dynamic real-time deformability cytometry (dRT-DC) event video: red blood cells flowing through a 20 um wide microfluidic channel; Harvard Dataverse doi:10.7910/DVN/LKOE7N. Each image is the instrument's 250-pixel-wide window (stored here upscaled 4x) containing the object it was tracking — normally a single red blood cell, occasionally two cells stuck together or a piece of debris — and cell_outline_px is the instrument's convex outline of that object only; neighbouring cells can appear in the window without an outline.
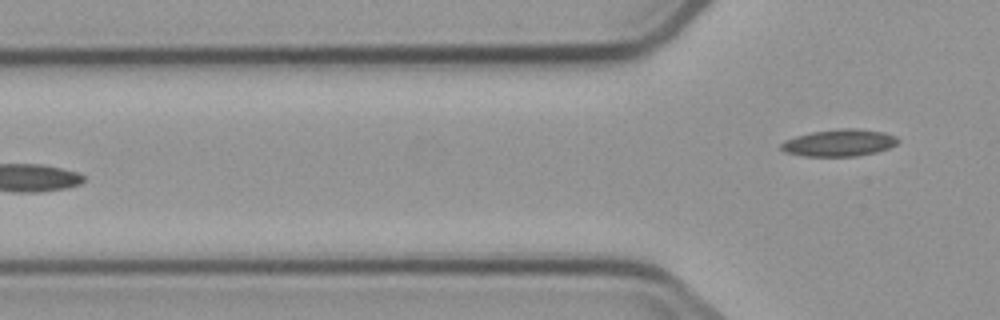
{"species": "common noctule bat (a hibernating species)", "species_latin": "Nyctalus noctula", "temperature_condition": "cold", "stored_images_in_passage": 5, "camera_frame_rate_fps": 3000, "um_per_image_px": 0.085, "animal": {"sex": "male", "body_mass_g": 23.1, "forearm_length_mm": 52.7}, "frame": {"image": 1, "passage_image": 5, "time_ms": 4.667, "image_size_px": [1000, 320], "cell_outline_px": [[900, 140], [896, 144], [888, 148], [876, 152], [856, 156], [804, 156], [784, 152], [780, 148], [780, 144], [784, 140], [796, 136], [812, 132], [840, 128], [856, 128], [884, 132], [896, 136]], "centroid_in_image_um": [71.32, 12.13], "position_along_channel_um": 54.5, "area_um2": 18.44}}